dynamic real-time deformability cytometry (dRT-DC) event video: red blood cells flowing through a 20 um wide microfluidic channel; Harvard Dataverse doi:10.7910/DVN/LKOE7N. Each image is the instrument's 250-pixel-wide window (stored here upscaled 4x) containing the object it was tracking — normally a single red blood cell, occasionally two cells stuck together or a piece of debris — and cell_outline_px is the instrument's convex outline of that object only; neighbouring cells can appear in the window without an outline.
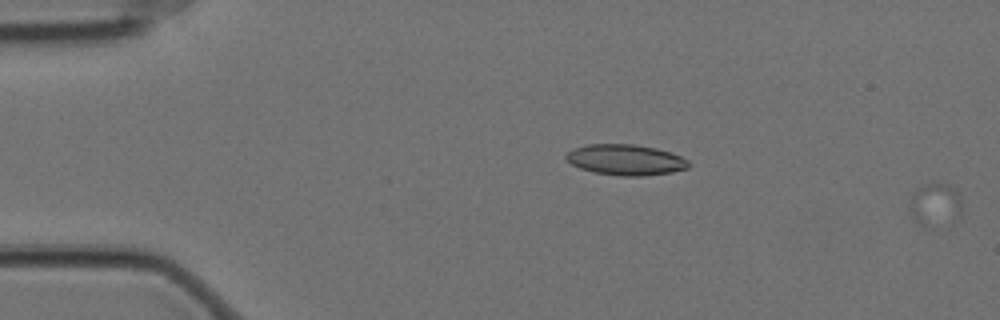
{"species": "Egyptian fruit bat (a non-hibernating species)", "species_latin": "Rousettus aegyptiacus", "temperature_condition": "cold", "stored_images_in_passage": 6, "camera_frame_rate_fps": 3000, "um_per_image_px": 0.085, "animal": {"sex": "female"}, "frame": {"image": 1, "passage_image": 1, "time_ms": 0.0, "image_size_px": [1000, 320], "cell_outline_px": [[960, 212], [956, 220], [952, 224], [920, 224], [916, 220], [908, 208], [912, 192], [916, 188], [940, 180], [948, 184], [956, 192], [960, 200]], "centroid_in_image_um": [79.47, 17.34], "position_along_channel_um": 5.5, "area_um2": 13.01}}